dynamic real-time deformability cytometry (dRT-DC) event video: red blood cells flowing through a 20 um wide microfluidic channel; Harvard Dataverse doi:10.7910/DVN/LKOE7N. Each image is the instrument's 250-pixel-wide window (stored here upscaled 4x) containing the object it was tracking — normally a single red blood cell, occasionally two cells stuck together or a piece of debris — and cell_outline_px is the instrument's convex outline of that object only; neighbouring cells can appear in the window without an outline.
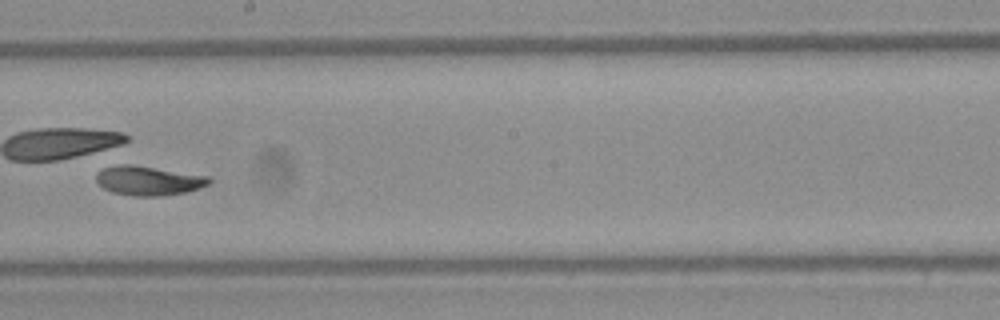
{"species": "Egyptian fruit bat (a non-hibernating species)", "species_latin": "Rousettus aegyptiacus", "temperature_condition": "warm", "stored_images_in_passage": 49, "camera_frame_rate_fps": 3000, "um_per_image_px": 0.085, "frame": {"image": 1, "passage_image": 28, "time_ms": 9.0, "image_size_px": [1000, 320], "cell_outline_px": [[212, 180], [208, 184], [200, 188], [184, 192], [160, 196], [132, 196], [112, 192], [104, 188], [96, 180], [96, 172], [104, 168], [120, 164], [132, 164], [208, 176]], "centroid_in_image_um": [12.6, 15.35], "position_along_channel_um": 235.6, "area_um2": 19.19}, "authors_computed_cell_mechanics": {"area_um2": 20.1722, "velocity_mm_per_s": 4.1433, "shape_relaxation_time_tau1_ms": null, "shape_relaxation_time_tau2_ms": 1.7145, "deformation_change_tau1": null, "deformation_change_tau2": 0.0852}}